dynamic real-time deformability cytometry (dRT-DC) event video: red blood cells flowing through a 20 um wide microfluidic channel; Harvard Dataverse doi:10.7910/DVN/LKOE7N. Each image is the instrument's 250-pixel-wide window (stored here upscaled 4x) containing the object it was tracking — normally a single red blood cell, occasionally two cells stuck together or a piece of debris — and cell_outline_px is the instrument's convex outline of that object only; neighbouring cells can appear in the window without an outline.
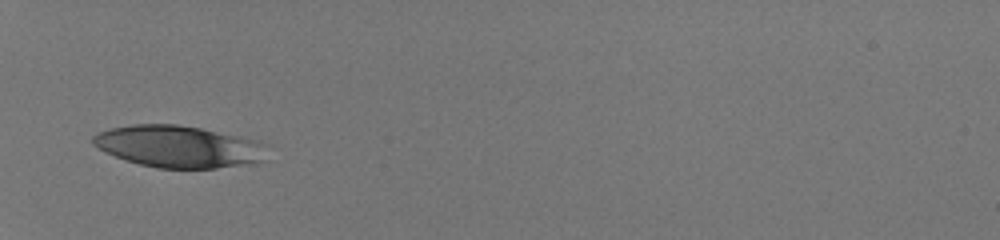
{"species": "human", "species_latin": "Homo sapiens", "temperature_condition": "room temperature", "stored_images_in_passage": 30, "camera_frame_rate_fps": 3000, "um_per_image_px": 0.085, "donor": {"sex": "male"}, "frame": {"image": 1, "passage_image": 1, "time_ms": 0.0, "image_size_px": [1000, 240], "cell_outline_px": [[272, 144], [260, 160], [256, 164], [216, 168], [156, 168], [140, 164], [104, 152], [92, 144], [92, 136], [100, 132], [112, 128], [132, 124], [176, 124], [200, 128], [244, 136], [260, 140]], "centroid_in_image_um": [15.28, 12.45], "position_along_channel_um": 69.7, "area_um2": 43.06}}
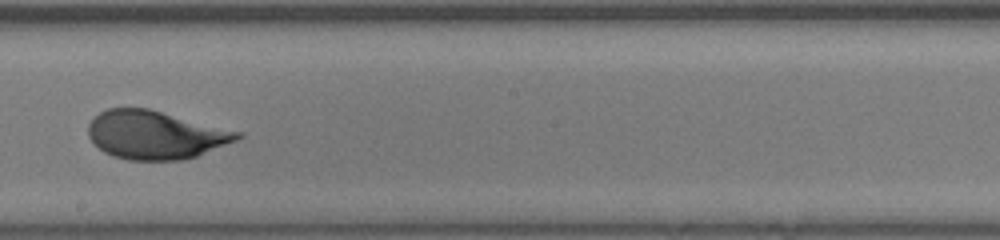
{"frame": {"image": 2, "passage_image": 14, "time_ms": 4.333, "image_size_px": [1000, 240], "cell_outline_px": [[244, 136], [236, 140], [196, 156], [180, 160], [128, 160], [112, 156], [104, 152], [88, 136], [88, 124], [100, 112], [108, 108], [148, 108], [244, 132]], "centroid_in_image_um": [13.22, 11.46], "position_along_channel_um": 235.0, "area_um2": 41.91}}
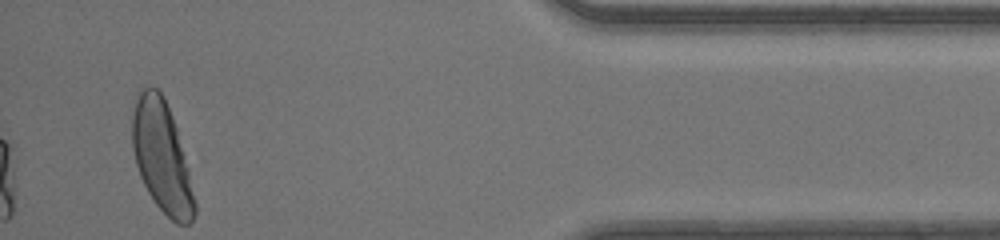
{"frame": {"image": 3, "passage_image": 30, "time_ms": 9.667, "image_size_px": [1000, 240], "cell_outline_px": [[196, 212], [192, 220], [188, 224], [176, 224], [156, 204], [148, 192], [140, 176], [136, 164], [132, 148], [132, 116], [136, 92], [144, 88], [156, 88], [164, 96], [172, 116], [176, 128], [188, 168], [196, 204]], "centroid_in_image_um": [13.74, 13.32], "position_along_channel_um": 421.5, "area_um2": 40.11}, "authors_computed_cell_mechanics": {"area_um2": 42.1073, "velocity_mm_per_s": 4.1898, "shape_relaxation_time_tau1_ms": 3.2544, "shape_relaxation_time_tau2_ms": null, "deformation_change_tau1": 0.1814, "deformation_change_tau2": null}}